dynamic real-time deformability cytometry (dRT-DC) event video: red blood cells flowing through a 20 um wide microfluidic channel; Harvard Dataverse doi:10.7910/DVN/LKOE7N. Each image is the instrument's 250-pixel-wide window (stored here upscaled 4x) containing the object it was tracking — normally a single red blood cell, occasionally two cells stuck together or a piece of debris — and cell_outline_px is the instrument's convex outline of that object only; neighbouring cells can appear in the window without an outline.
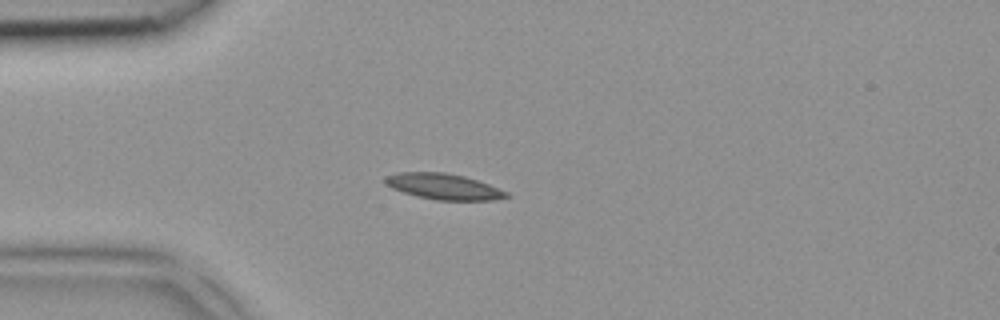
{"species": "common noctule bat (a hibernating species)", "species_latin": "Nyctalus noctula", "temperature_condition": "room temperature", "stored_images_in_passage": 3, "camera_frame_rate_fps": 3000, "um_per_image_px": 0.085, "animal": {"sex": "female", "body_mass_g": 18.4}, "frame": {"image": 1, "passage_image": 3, "time_ms": 0.667, "image_size_px": [1000, 320], "cell_outline_px": [[512, 196], [492, 200], [436, 200], [416, 196], [392, 188], [384, 184], [384, 176], [396, 172], [444, 172], [464, 176], [488, 184], [508, 192]], "centroid_in_image_um": [37.67, 15.85], "position_along_channel_um": 47.3, "area_um2": 18.32}}